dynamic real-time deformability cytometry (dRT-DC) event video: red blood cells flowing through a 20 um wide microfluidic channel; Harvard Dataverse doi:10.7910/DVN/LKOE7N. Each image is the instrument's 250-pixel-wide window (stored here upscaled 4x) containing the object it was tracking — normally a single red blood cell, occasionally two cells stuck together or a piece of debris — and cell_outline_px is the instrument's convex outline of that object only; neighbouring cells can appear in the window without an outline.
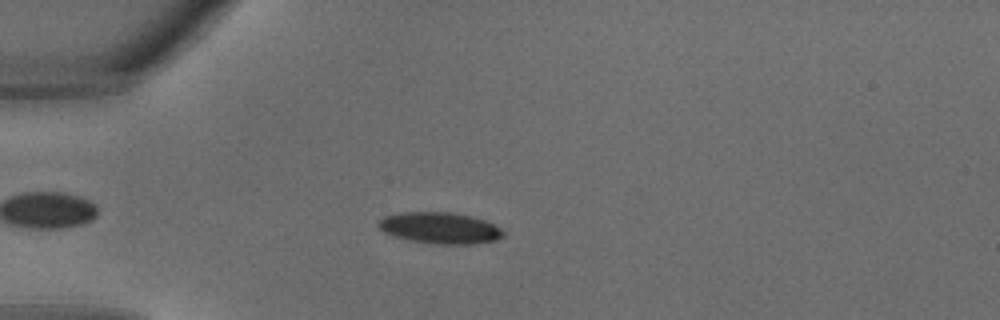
{"species": "common noctule bat (a hibernating species)", "species_latin": "Nyctalus noctula", "temperature_condition": "warm", "stored_images_in_passage": 29, "camera_frame_rate_fps": 3000, "um_per_image_px": 0.085, "animal": {"sex": "male", "body_mass_g": 18.8}, "frame": {"image": 1, "passage_image": 6, "time_ms": 1.667, "image_size_px": [1000, 320], "cell_outline_px": [[504, 236], [496, 240], [472, 244], [440, 244], [408, 240], [392, 236], [384, 232], [376, 224], [376, 220], [384, 216], [400, 212], [452, 212], [472, 216], [484, 220], [500, 228], [504, 232]], "centroid_in_image_um": [37.35, 19.37], "position_along_channel_um": 47.7, "area_um2": 22.95}}
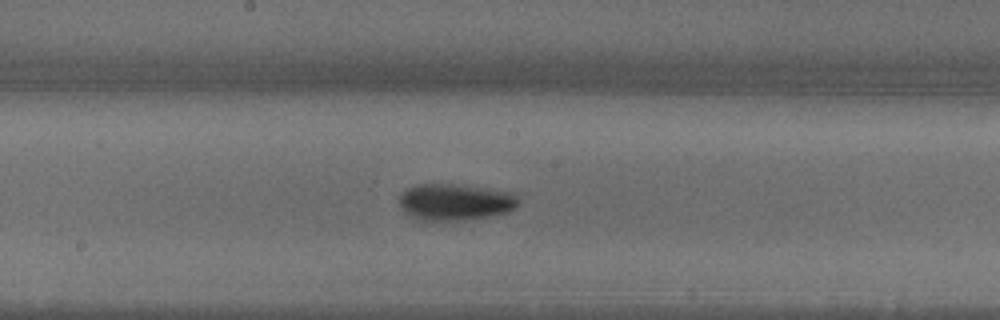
{"frame": {"image": 2, "passage_image": 15, "time_ms": 4.667, "image_size_px": [1000, 320], "cell_outline_px": [[520, 204], [516, 208], [508, 212], [492, 216], [464, 220], [424, 220], [412, 216], [404, 212], [400, 208], [400, 196], [408, 188], [416, 184], [456, 184], [516, 192], [520, 200]], "centroid_in_image_um": [38.77, 17.16], "position_along_channel_um": 209.4, "area_um2": 25.66}}
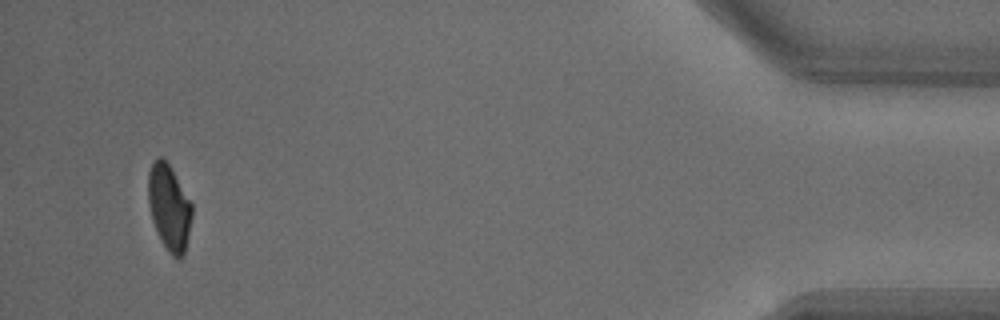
{"frame": {"image": 3, "passage_image": 29, "time_ms": 9.333, "image_size_px": [1000, 320], "cell_outline_px": [[192, 216], [188, 236], [184, 252], [180, 260], [172, 256], [168, 252], [160, 240], [152, 220], [148, 204], [148, 172], [152, 164], [160, 156], [164, 156], [192, 204]], "centroid_in_image_um": [14.36, 17.64], "position_along_channel_um": 420.8, "area_um2": 21.85}}